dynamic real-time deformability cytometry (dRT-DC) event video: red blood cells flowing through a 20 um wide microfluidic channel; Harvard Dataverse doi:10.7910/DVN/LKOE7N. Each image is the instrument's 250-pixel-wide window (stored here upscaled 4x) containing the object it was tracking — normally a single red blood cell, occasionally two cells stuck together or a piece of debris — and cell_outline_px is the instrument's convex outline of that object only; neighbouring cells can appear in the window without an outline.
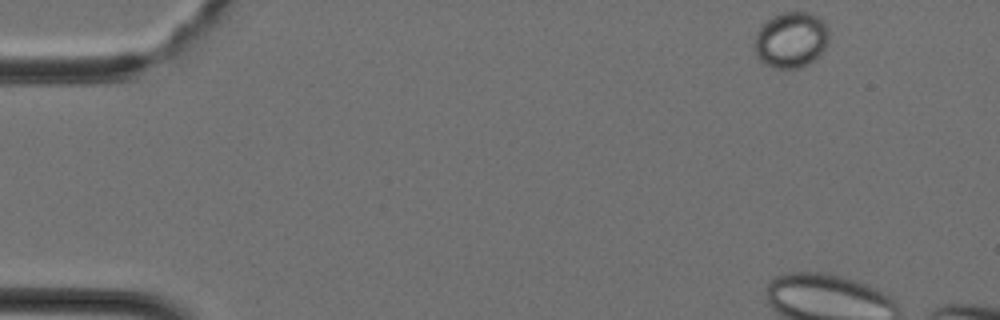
{"species": "Egyptian fruit bat (a non-hibernating species)", "species_latin": "Rousettus aegyptiacus", "temperature_condition": "cold", "stored_images_in_passage": 9, "camera_frame_rate_fps": 3000, "um_per_image_px": 0.085, "animal": {"sex": "female"}, "frame": {"image": 1, "passage_image": 1, "time_ms": 0.0, "image_size_px": [1000, 320], "cell_outline_px": [[828, 44], [820, 56], [808, 64], [796, 68], [776, 68], [764, 64], [756, 56], [756, 32], [768, 20], [780, 12], [808, 12], [820, 16], [824, 20], [828, 28]], "centroid_in_image_um": [67.29, 3.38], "position_along_channel_um": 17.7, "area_um2": 24.33}}